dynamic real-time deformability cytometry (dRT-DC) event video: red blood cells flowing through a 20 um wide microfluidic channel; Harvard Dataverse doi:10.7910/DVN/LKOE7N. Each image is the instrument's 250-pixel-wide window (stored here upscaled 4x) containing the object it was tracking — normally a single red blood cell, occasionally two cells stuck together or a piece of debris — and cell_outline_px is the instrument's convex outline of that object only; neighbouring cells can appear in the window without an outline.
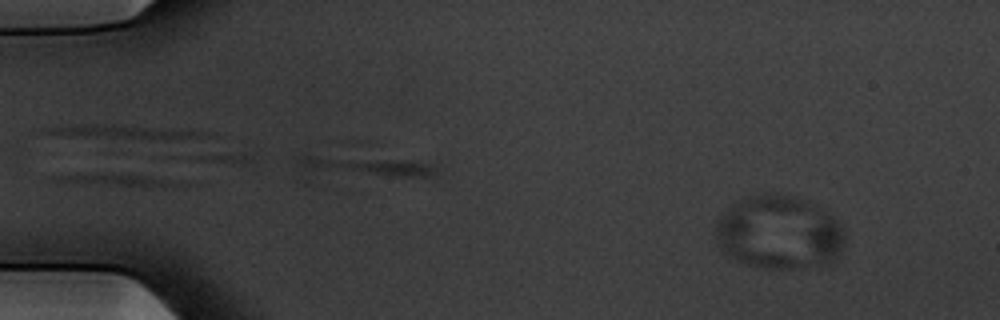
{"species": "common noctule bat (a hibernating species)", "species_latin": "Nyctalus noctula", "temperature_condition": "warm", "stored_images_in_passage": 6, "camera_frame_rate_fps": 3000, "um_per_image_px": 0.085, "animal": {"sex": "male", "body_mass_g": 20.1, "forearm_length_mm": 53.5}, "frame": {"image": 1, "passage_image": 5, "time_ms": 1.333, "image_size_px": [1000, 320], "cell_outline_px": [[244, 288], [240, 300], [224, 304], [212, 304], [204, 296], [188, 268], [196, 252], [224, 260], [244, 276]], "centroid_in_image_um": [18.44, 23.73], "position_along_channel_um": 66.6, "area_um2": 14.16}}